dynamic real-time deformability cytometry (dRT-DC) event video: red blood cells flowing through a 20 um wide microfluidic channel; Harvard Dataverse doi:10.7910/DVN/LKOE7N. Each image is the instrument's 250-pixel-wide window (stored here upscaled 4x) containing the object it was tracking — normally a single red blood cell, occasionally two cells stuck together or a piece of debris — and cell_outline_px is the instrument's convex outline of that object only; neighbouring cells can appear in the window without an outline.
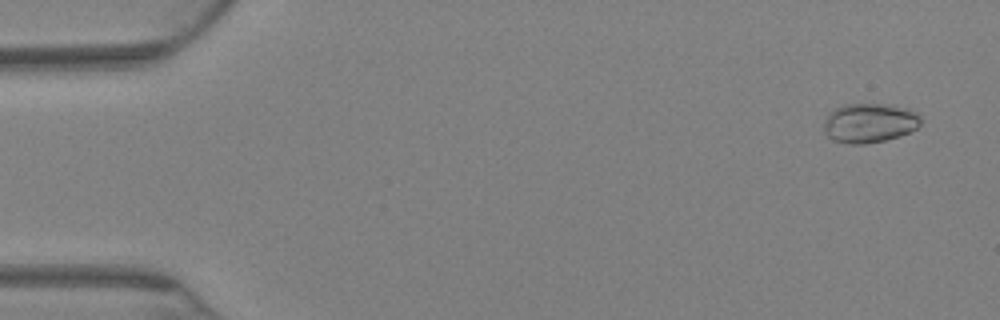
{"species": "Egyptian fruit bat (a non-hibernating species)", "species_latin": "Rousettus aegyptiacus", "temperature_condition": "warm", "stored_images_in_passage": 73, "camera_frame_rate_fps": 3000, "um_per_image_px": 0.085, "animal": {"sex": "female"}, "frame": {"image": 1, "passage_image": 4, "time_ms": 1.0, "image_size_px": [1000, 320], "cell_outline_px": [[920, 124], [916, 128], [900, 136], [884, 140], [864, 144], [852, 144], [832, 140], [824, 132], [824, 124], [828, 112], [844, 104], [892, 104], [908, 108], [916, 112], [920, 116]], "centroid_in_image_um": [73.9, 10.44], "position_along_channel_um": 11.1, "area_um2": 22.37}}
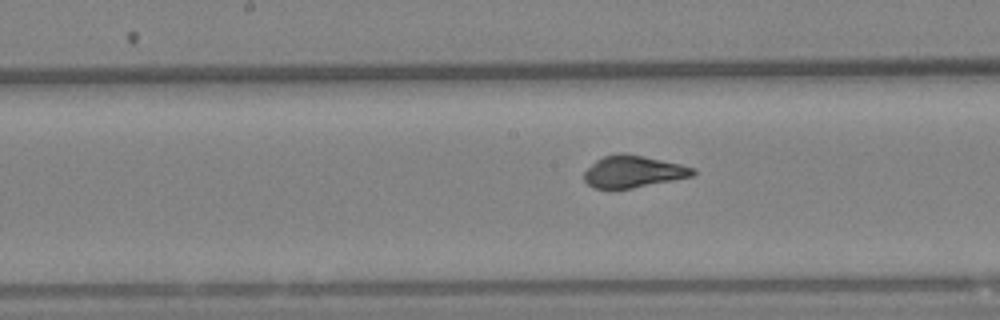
{"frame": {"image": 2, "passage_image": 38, "time_ms": 12.333, "image_size_px": [1000, 320], "cell_outline_px": [[696, 172], [692, 176], [632, 188], [592, 188], [584, 180], [584, 172], [596, 160], [604, 156], [620, 152], [624, 152], [680, 164], [696, 168]], "centroid_in_image_um": [53.81, 14.57], "position_along_channel_um": 194.4, "area_um2": 20.06}}
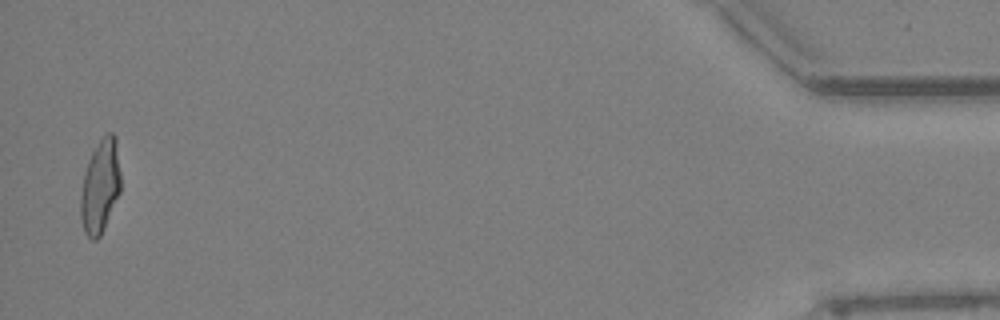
{"frame": {"image": 3, "passage_image": 72, "time_ms": 23.667, "image_size_px": [1000, 320], "cell_outline_px": [[120, 192], [104, 228], [100, 236], [96, 240], [92, 240], [84, 232], [80, 216], [80, 192], [84, 172], [88, 160], [92, 152], [100, 140], [108, 132], [112, 132], [116, 136], [120, 172]], "centroid_in_image_um": [8.51, 15.84], "position_along_channel_um": 426.7, "area_um2": 21.91}, "authors_computed_cell_mechanics": {"area_um2": 20.9814, "velocity_mm_per_s": 2.8275, "shape_relaxation_time_tau1_ms": 8.4798, "shape_relaxation_time_tau2_ms": null, "deformation_change_tau1": 0.1981, "deformation_change_tau2": null}}